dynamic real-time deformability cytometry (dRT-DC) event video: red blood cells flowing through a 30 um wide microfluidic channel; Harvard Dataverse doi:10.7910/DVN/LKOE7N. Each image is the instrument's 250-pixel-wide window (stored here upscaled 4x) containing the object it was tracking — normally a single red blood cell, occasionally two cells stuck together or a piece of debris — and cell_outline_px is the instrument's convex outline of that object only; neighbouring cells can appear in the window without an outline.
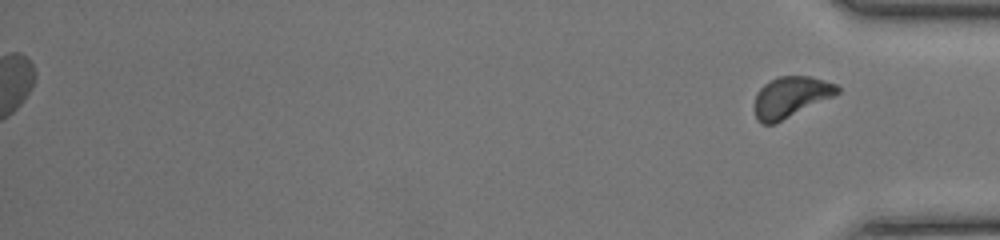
{"species": "common noctule bat (a hibernating species)", "species_latin": "Nyctalus noctula", "temperature_condition": "room temperature", "stored_images_in_passage": 37, "segment_of_instrument_passage": [2, 2], "camera_frame_rate_fps": 3000, "um_per_image_px": 0.085, "animal": {"sex": "female", "body_mass_g": 17.0, "forearm_length_mm": 48.0}, "frame": {"image": 1, "passage_image": 37, "time_ms": 12.0, "image_size_px": [1000, 240], "cell_outline_px": [[840, 92], [776, 124], [760, 124], [756, 120], [752, 108], [752, 104], [756, 92], [768, 80], [780, 76], [808, 76], [824, 80], [836, 84], [840, 88]], "centroid_in_image_um": [67.12, 8.26], "position_along_channel_um": 368.1, "area_um2": 20.06}}